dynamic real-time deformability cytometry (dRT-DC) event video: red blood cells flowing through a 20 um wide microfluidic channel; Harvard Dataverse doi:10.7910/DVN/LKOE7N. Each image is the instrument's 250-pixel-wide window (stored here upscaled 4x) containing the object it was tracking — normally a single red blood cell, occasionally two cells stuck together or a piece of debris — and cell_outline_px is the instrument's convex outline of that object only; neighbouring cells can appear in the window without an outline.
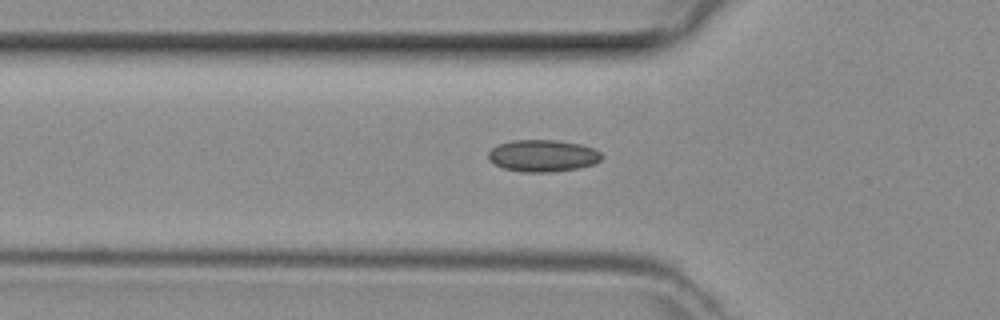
{"species": "common noctule bat (a hibernating species)", "species_latin": "Nyctalus noctula", "temperature_condition": "room temperature", "stored_images_in_passage": 30, "camera_frame_rate_fps": 3000, "um_per_image_px": 0.085, "animal": {"sex": "female", "body_mass_g": 29.2, "forearm_length_mm": 56.3}, "frame": {"image": 1, "passage_image": 4, "time_ms": 1.0, "image_size_px": [1000, 320], "cell_outline_px": [[604, 156], [600, 160], [592, 164], [580, 168], [552, 172], [524, 172], [504, 168], [488, 160], [488, 152], [492, 148], [500, 144], [512, 140], [556, 140], [580, 144], [592, 148], [600, 152]], "centroid_in_image_um": [46.14, 13.24], "position_along_channel_um": 79.7, "area_um2": 21.04}}
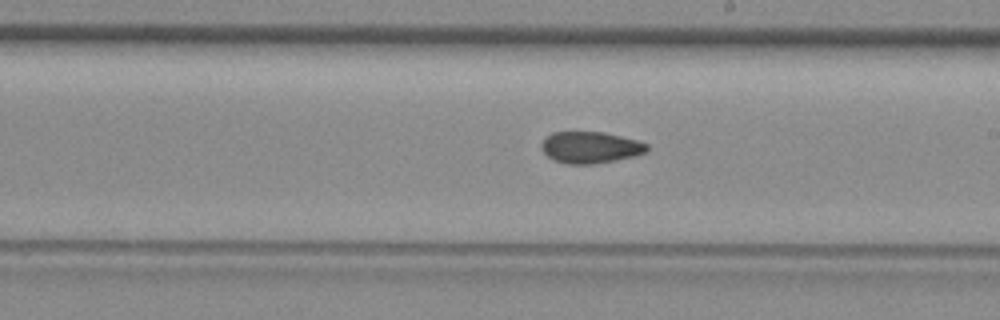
{"frame": {"image": 2, "passage_image": 15, "time_ms": 4.667, "image_size_px": [1000, 320], "cell_outline_px": [[648, 148], [644, 152], [636, 156], [616, 160], [592, 164], [568, 164], [552, 160], [544, 152], [540, 144], [552, 132], [604, 132], [636, 140], [648, 144]], "centroid_in_image_um": [50.17, 12.53], "position_along_channel_um": 238.8, "area_um2": 19.31}}
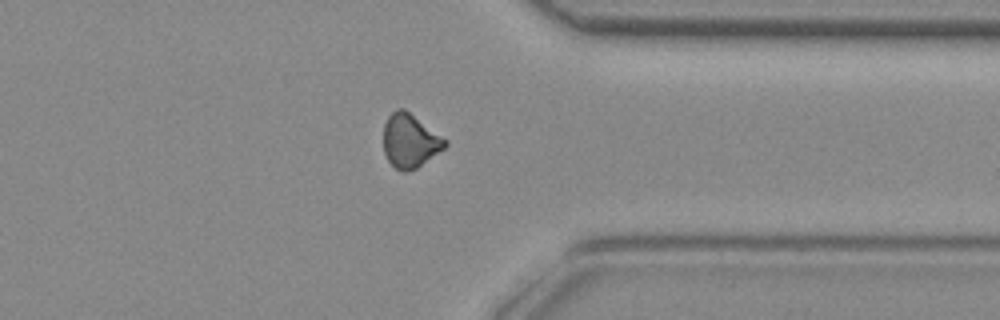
{"frame": {"image": 3, "passage_image": 25, "time_ms": 8.0, "image_size_px": [1000, 320], "cell_outline_px": [[448, 144], [444, 148], [416, 168], [408, 172], [400, 172], [388, 160], [384, 152], [384, 124], [388, 116], [396, 108], [404, 108], [448, 140]], "centroid_in_image_um": [34.84, 11.96], "position_along_channel_um": 376.6, "area_um2": 19.25}}